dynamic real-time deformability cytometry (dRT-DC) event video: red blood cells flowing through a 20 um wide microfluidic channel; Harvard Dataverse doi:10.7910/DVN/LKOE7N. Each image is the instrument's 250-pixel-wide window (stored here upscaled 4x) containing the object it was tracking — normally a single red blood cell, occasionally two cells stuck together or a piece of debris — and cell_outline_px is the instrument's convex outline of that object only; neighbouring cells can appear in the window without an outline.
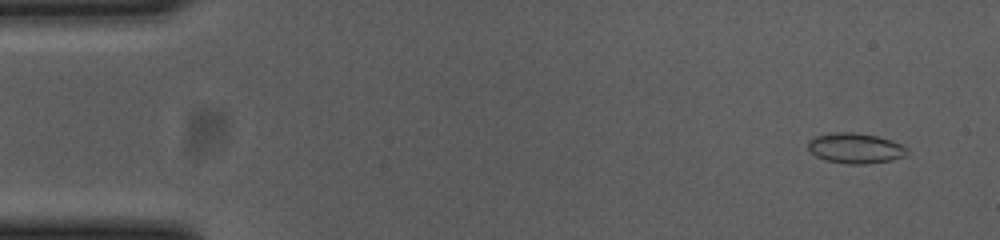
{"species": "common noctule bat (a hibernating species)", "species_latin": "Nyctalus noctula", "temperature_condition": "cold", "stored_images_in_passage": 56, "camera_frame_rate_fps": 3000, "um_per_image_px": 0.085, "animal": {"sex": "female", "body_mass_g": 23.0, "forearm_length_mm": 53.4}, "frame": {"image": 1, "passage_image": 4, "time_ms": 1.0, "image_size_px": [1000, 240], "cell_outline_px": [[908, 156], [892, 160], [864, 164], [848, 164], [824, 160], [816, 156], [808, 148], [808, 140], [816, 136], [832, 132], [856, 132], [876, 136], [892, 140], [908, 148]], "centroid_in_image_um": [72.73, 12.6], "position_along_channel_um": 12.3, "area_um2": 17.69}}
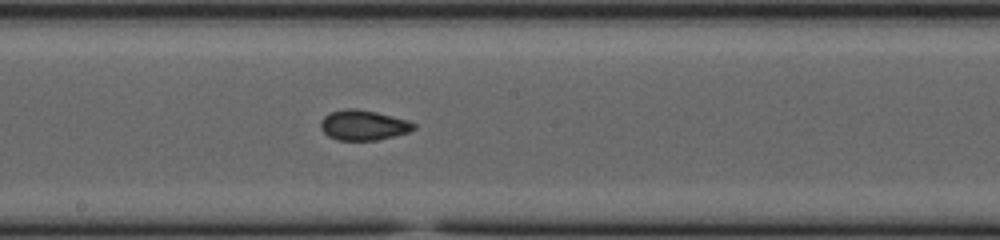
{"frame": {"image": 2, "passage_image": 30, "time_ms": 9.667, "image_size_px": [1000, 240], "cell_outline_px": [[416, 128], [408, 132], [376, 140], [340, 140], [328, 136], [320, 128], [320, 120], [328, 112], [344, 108], [356, 108], [376, 112], [408, 120], [416, 124]], "centroid_in_image_um": [30.85, 10.62], "position_along_channel_um": 217.3, "area_um2": 16.42}}
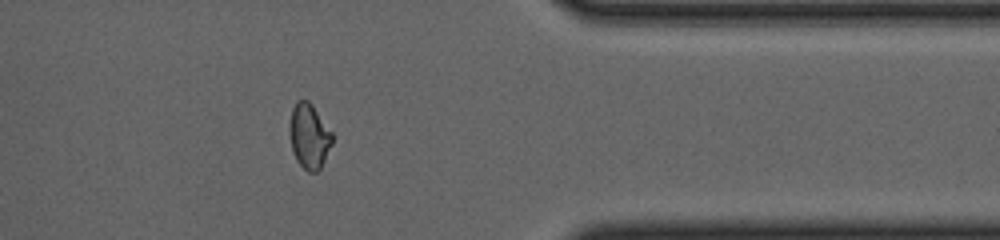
{"frame": {"image": 3, "passage_image": 45, "time_ms": 14.667, "image_size_px": [1000, 240], "cell_outline_px": [[332, 144], [320, 168], [316, 172], [308, 172], [296, 160], [292, 152], [288, 132], [288, 124], [292, 108], [296, 100], [308, 100], [312, 104], [332, 132]], "centroid_in_image_um": [26.24, 11.55], "position_along_channel_um": 385.2, "area_um2": 16.36}, "authors_computed_cell_mechanics": {"area_um2": 16.4152, "velocity_mm_per_s": 3.6884, "shape_relaxation_time_tau1_ms": null, "shape_relaxation_time_tau2_ms": 1.0727, "deformation_change_tau1": null, "deformation_change_tau2": 0.0532}}